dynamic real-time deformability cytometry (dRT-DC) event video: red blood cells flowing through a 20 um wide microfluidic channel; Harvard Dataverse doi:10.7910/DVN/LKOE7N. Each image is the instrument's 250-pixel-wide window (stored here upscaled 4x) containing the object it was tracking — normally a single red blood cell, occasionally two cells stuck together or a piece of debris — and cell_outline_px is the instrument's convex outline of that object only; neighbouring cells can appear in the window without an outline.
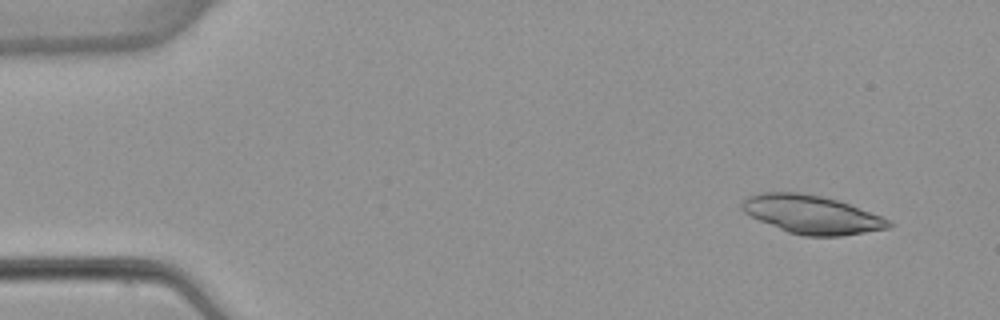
{"species": "common noctule bat (a hibernating species)", "species_latin": "Nyctalus noctula", "temperature_condition": "warm", "stored_images_in_passage": 3, "camera_frame_rate_fps": 3000, "um_per_image_px": 0.085, "animal": {"sex": "female", "body_mass_g": 22.7, "forearm_length_mm": 54.2}, "frame": {"image": 1, "passage_image": 1, "time_ms": 0.0, "image_size_px": [1000, 320], "cell_outline_px": [[892, 224], [888, 228], [840, 236], [804, 236], [788, 232], [760, 220], [744, 212], [740, 208], [740, 204], [748, 196], [760, 192], [800, 192], [820, 196], [836, 200], [848, 204], [880, 216], [888, 220]], "centroid_in_image_um": [68.94, 18.23], "position_along_channel_um": 16.1, "area_um2": 32.31}}